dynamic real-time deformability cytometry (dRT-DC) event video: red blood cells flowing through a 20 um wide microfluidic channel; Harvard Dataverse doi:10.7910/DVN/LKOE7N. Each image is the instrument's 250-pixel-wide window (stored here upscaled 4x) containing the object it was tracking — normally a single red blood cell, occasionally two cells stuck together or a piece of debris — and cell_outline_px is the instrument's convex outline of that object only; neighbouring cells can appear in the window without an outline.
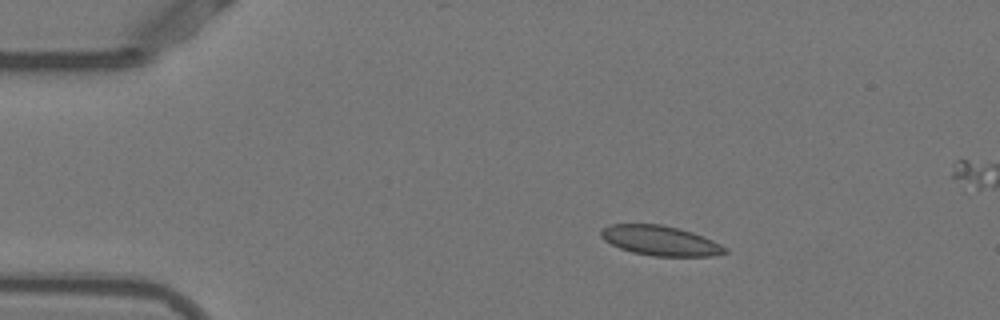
{"species": "Egyptian fruit bat (a non-hibernating species)", "species_latin": "Rousettus aegyptiacus", "temperature_condition": "warm", "stored_images_in_passage": 43, "camera_frame_rate_fps": 3000, "um_per_image_px": 0.085, "animal": {"sex": "female"}, "frame": {"image": 1, "passage_image": 1, "time_ms": 0.0, "image_size_px": [1000, 320], "cell_outline_px": [[728, 252], [712, 256], [652, 256], [632, 252], [620, 248], [604, 240], [600, 236], [600, 228], [608, 224], [660, 224], [692, 232], [704, 236], [728, 248]], "centroid_in_image_um": [56.1, 20.45], "position_along_channel_um": 28.9, "area_um2": 21.62}}
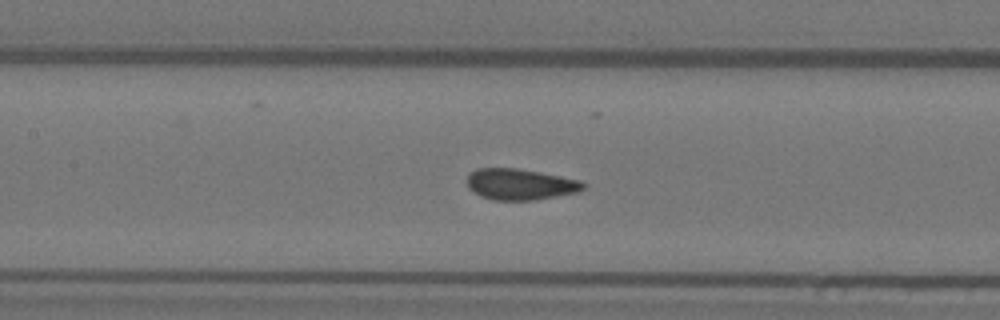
{"frame": {"image": 2, "passage_image": 16, "time_ms": 5.0, "image_size_px": [1000, 320], "cell_outline_px": [[588, 184], [584, 188], [576, 192], [536, 200], [492, 200], [480, 196], [468, 188], [468, 172], [476, 168], [516, 168], [580, 180]], "centroid_in_image_um": [44.19, 15.67], "position_along_channel_um": 163.2, "area_um2": 21.04}}
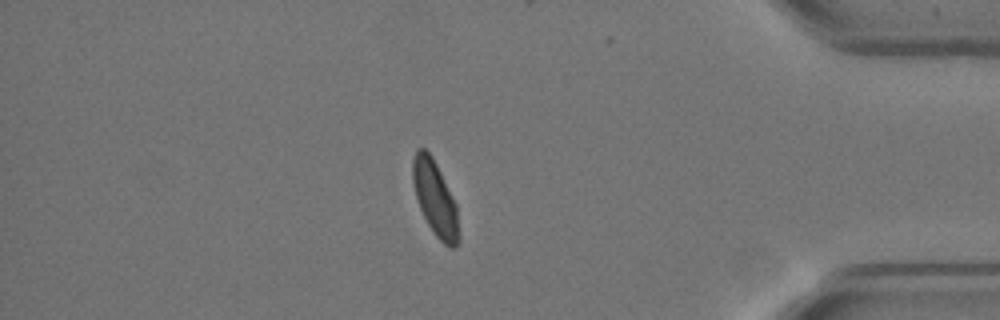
{"frame": {"image": 3, "passage_image": 37, "time_ms": 12.0, "image_size_px": [1000, 320], "cell_outline_px": [[460, 240], [456, 248], [448, 248], [436, 236], [428, 224], [420, 208], [412, 184], [412, 160], [416, 148], [424, 148], [432, 156], [456, 204], [460, 236]], "centroid_in_image_um": [36.98, 16.89], "position_along_channel_um": 398.2, "area_um2": 20.11}, "authors_computed_cell_mechanics": {"area_um2": 21.3282, "velocity_mm_per_s": 3.8566, "shape_relaxation_time_tau1_ms": 4.9146, "shape_relaxation_time_tau2_ms": null, "deformation_change_tau1": 0.1336, "deformation_change_tau2": null}}